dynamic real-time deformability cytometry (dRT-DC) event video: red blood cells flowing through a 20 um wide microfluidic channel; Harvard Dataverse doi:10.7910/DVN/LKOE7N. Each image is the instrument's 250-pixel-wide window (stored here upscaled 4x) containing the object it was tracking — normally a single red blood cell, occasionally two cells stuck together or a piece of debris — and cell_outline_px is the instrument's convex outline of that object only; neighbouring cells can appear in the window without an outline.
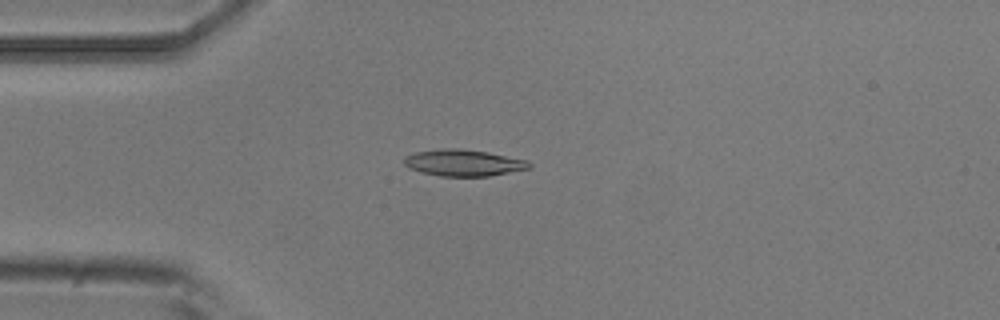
{"species": "common noctule bat (a hibernating species)", "species_latin": "Nyctalus noctula", "temperature_condition": "room temperature", "stored_images_in_passage": 4, "camera_frame_rate_fps": 3000, "um_per_image_px": 0.085, "animal": {"sex": "male", "body_mass_g": 20.5, "forearm_length_mm": 52.5}, "frame": {"image": 1, "passage_image": 1, "time_ms": 0.0, "image_size_px": [1000, 320], "cell_outline_px": [[532, 164], [528, 168], [488, 176], [440, 176], [420, 172], [408, 168], [404, 164], [404, 156], [416, 152], [440, 148], [460, 148], [488, 152], [528, 160]], "centroid_in_image_um": [39.35, 13.83], "position_along_channel_um": 45.6, "area_um2": 19.36}}
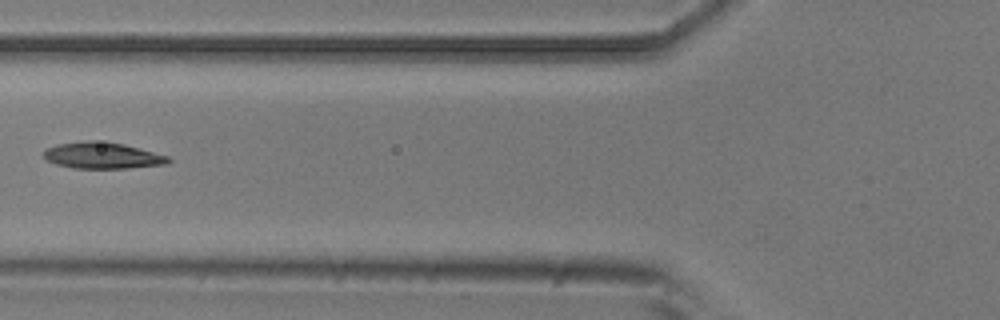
{"frame": {"image": 2, "passage_image": 3, "time_ms": 0.667, "image_size_px": [1000, 320], "cell_outline_px": [[172, 160], [168, 164], [128, 168], [72, 168], [56, 164], [48, 160], [44, 156], [44, 148], [56, 144], [84, 140], [92, 140], [124, 144], [168, 156]], "centroid_in_image_um": [8.69, 13.21], "position_along_channel_um": 117.1, "area_um2": 19.19}}
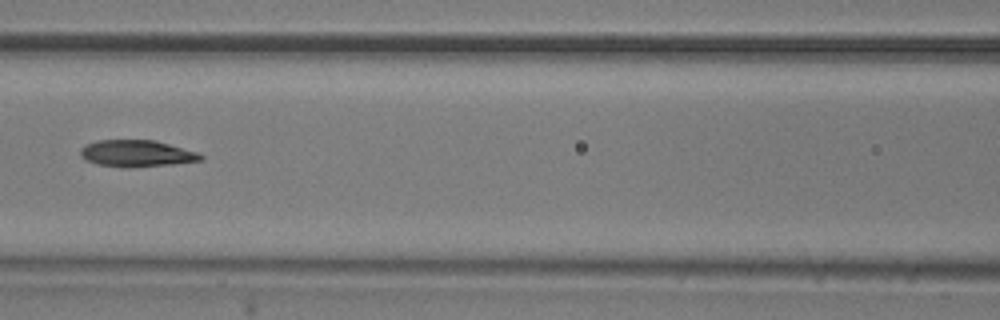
{"frame": {"image": 3, "passage_image": 4, "time_ms": 1.0, "image_size_px": [1000, 320], "cell_outline_px": [[204, 160], [172, 164], [100, 164], [88, 160], [80, 156], [80, 148], [84, 144], [96, 140], [156, 140], [196, 152], [204, 156]], "centroid_in_image_um": [11.62, 12.97], "position_along_channel_um": 155.0, "area_um2": 17.63}}